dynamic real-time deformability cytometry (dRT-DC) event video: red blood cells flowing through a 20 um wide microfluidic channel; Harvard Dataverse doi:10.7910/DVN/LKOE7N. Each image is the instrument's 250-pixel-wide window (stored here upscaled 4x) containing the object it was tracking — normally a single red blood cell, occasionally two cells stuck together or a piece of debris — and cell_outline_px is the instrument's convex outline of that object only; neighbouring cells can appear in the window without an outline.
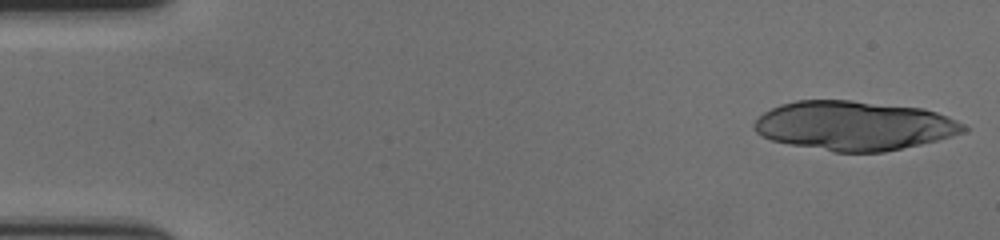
{"species": "human", "species_latin": "Homo sapiens", "temperature_condition": "cold", "stored_images_in_passage": 17, "camera_frame_rate_fps": 3000, "um_per_image_px": 0.085, "donor": {"sex": "female"}, "frame": {"image": 1, "passage_image": 1, "time_ms": 0.0, "image_size_px": [1000, 240], "cell_outline_px": [[968, 132], [920, 144], [884, 152], [832, 152], [772, 140], [756, 132], [752, 124], [764, 112], [780, 104], [796, 100], [852, 100], [924, 108], [936, 112], [956, 120], [964, 124], [968, 128]], "centroid_in_image_um": [72.62, 10.67], "position_along_channel_um": 12.4, "area_um2": 60.11}}